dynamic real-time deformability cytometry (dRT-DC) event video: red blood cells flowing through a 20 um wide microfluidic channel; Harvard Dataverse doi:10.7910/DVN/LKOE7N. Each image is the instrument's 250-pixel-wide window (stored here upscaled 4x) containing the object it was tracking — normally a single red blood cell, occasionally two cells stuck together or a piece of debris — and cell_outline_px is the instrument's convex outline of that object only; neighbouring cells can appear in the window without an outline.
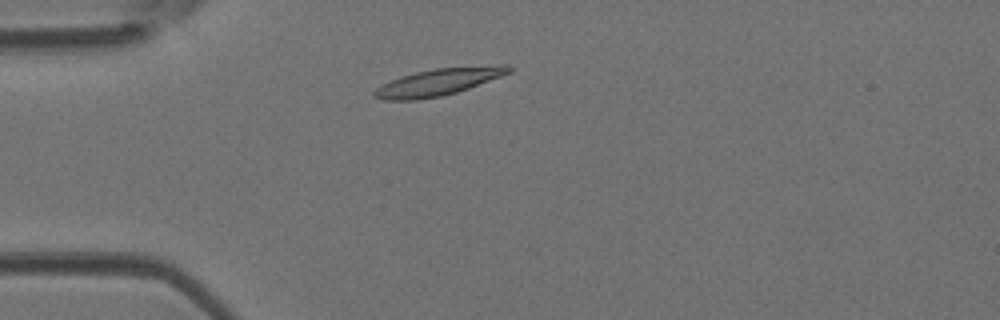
{"species": "Egyptian fruit bat (a non-hibernating species)", "species_latin": "Rousettus aegyptiacus", "temperature_condition": "room temperature", "stored_images_in_passage": 19, "camera_frame_rate_fps": 3000, "um_per_image_px": 0.085, "animal": {"sex": "female"}, "frame": {"image": 1, "passage_image": 1, "time_ms": 0.0, "image_size_px": [1000, 320], "cell_outline_px": [[512, 72], [468, 88], [456, 92], [440, 96], [416, 100], [384, 100], [372, 96], [372, 92], [376, 88], [400, 76], [416, 72], [436, 68], [496, 64], [508, 64], [512, 68]], "centroid_in_image_um": [37.29, 6.96], "position_along_channel_um": 47.7, "area_um2": 21.15}}
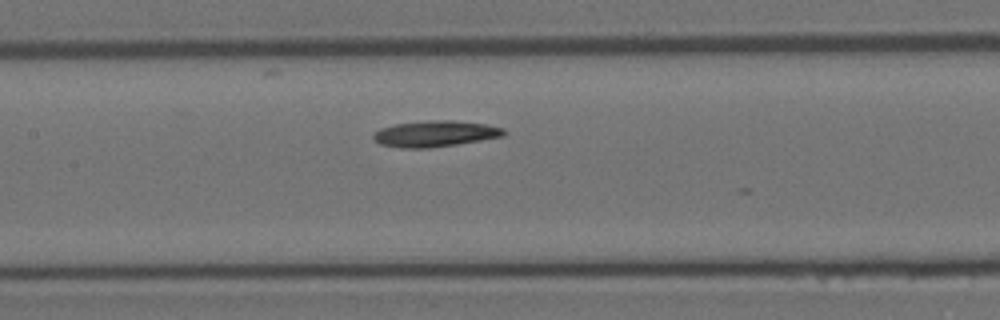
{"frame": {"image": 2, "passage_image": 11, "time_ms": 3.333, "image_size_px": [1000, 320], "cell_outline_px": [[508, 132], [504, 136], [456, 144], [428, 148], [400, 148], [380, 144], [372, 136], [380, 128], [396, 124], [428, 120], [452, 120], [484, 124], [504, 128]], "centroid_in_image_um": [37.0, 11.36], "position_along_channel_um": 170.4, "area_um2": 19.71}}
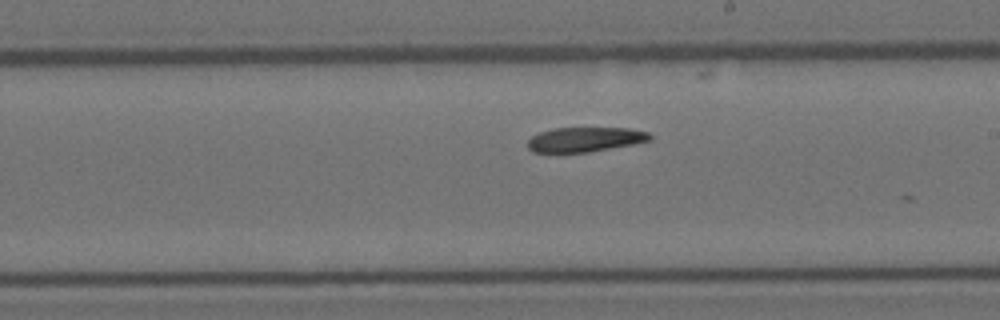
{"frame": {"image": 3, "passage_image": 16, "time_ms": 5.0, "image_size_px": [1000, 320], "cell_outline_px": [[652, 140], [632, 144], [588, 152], [532, 152], [528, 148], [528, 140], [532, 136], [540, 132], [556, 128], [628, 128], [648, 132], [652, 136]], "centroid_in_image_um": [49.73, 11.85], "position_along_channel_um": 239.3, "area_um2": 17.4}}